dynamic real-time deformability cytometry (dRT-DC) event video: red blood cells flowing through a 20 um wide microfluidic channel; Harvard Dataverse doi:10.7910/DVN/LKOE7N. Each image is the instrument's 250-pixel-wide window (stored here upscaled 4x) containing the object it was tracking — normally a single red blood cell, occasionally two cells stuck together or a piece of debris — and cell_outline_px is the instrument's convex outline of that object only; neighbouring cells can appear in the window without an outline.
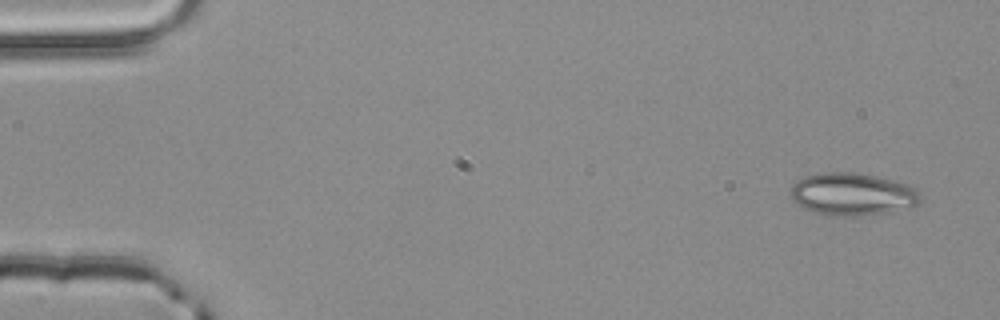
{"species": "common noctule bat (a hibernating species)", "species_latin": "Nyctalus noctula", "temperature_condition": "room temperature", "stored_images_in_passage": 4, "camera_frame_rate_fps": 3000, "um_per_image_px": 0.085, "animal": {"sex": "male", "body_mass_g": 20.4}, "frame": {"image": 1, "passage_image": 1, "time_ms": 0.0, "image_size_px": [1000, 320], "cell_outline_px": [[920, 200], [916, 204], [884, 212], [860, 216], [824, 216], [812, 212], [804, 208], [792, 200], [788, 192], [792, 184], [796, 180], [804, 176], [824, 172], [856, 172], [876, 176], [908, 184], [916, 188], [920, 196]], "centroid_in_image_um": [72.35, 16.5], "position_along_channel_um": 12.6, "area_um2": 32.31}}